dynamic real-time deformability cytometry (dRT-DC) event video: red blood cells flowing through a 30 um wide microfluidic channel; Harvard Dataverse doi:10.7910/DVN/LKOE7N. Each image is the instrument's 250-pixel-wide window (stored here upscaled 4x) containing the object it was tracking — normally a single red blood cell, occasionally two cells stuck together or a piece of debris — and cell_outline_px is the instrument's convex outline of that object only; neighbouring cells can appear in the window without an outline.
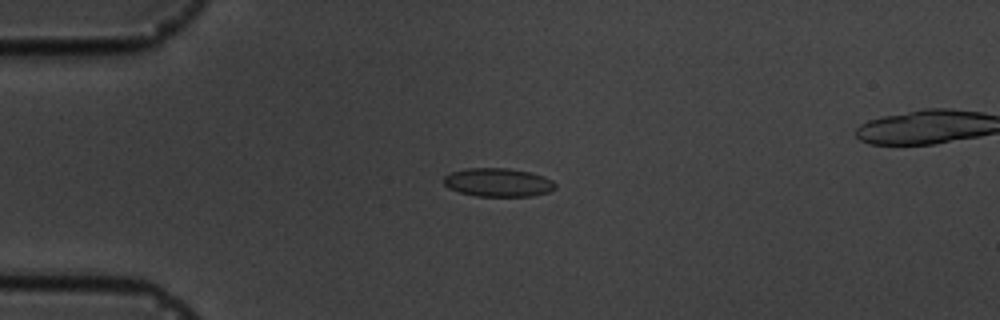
{"species": "common noctule bat (a hibernating species)", "species_latin": "Nyctalus noctula", "temperature_condition": "cold", "stored_images_in_passage": 6, "camera_frame_rate_fps": 3000, "um_per_image_px": 0.085, "animal": {"sex": "male", "body_mass_g": 19.5, "forearm_length_mm": 54.6}, "frame": {"image": 1, "passage_image": 4, "time_ms": 3.333, "image_size_px": [1000, 320], "cell_outline_px": [[556, 188], [548, 192], [532, 196], [476, 196], [460, 192], [448, 188], [444, 184], [444, 176], [452, 172], [468, 168], [508, 168], [528, 172], [544, 176], [552, 180], [556, 184]], "centroid_in_image_um": [42.35, 15.51], "position_along_channel_um": 42.7, "area_um2": 18.5}}